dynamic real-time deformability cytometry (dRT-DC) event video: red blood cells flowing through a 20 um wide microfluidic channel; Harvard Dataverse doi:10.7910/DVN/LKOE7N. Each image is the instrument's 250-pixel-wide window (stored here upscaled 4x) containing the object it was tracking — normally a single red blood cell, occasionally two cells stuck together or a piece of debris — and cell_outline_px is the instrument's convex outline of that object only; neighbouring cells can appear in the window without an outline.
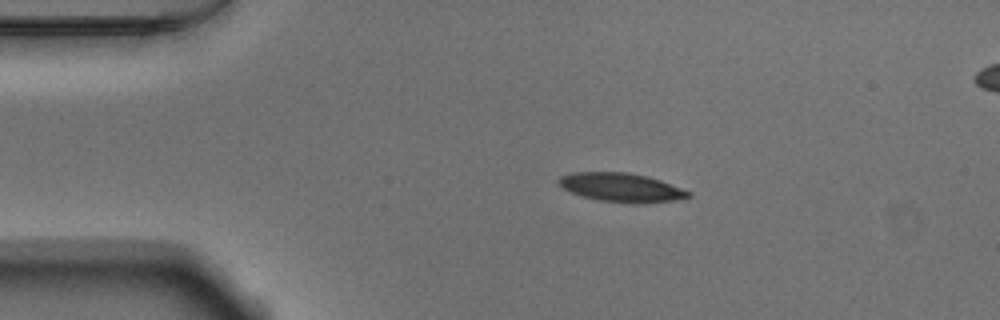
{"species": "Egyptian fruit bat (a non-hibernating species)", "species_latin": "Rousettus aegyptiacus", "temperature_condition": "warm", "stored_images_in_passage": 44, "camera_frame_rate_fps": 3000, "um_per_image_px": 0.085, "animal": {"sex": "male"}, "frame": {"image": 1, "passage_image": 1, "time_ms": 0.0, "image_size_px": [1000, 320], "cell_outline_px": [[692, 196], [676, 200], [636, 204], [600, 200], [584, 196], [572, 192], [564, 188], [556, 180], [560, 176], [572, 172], [628, 172], [648, 176], [660, 180], [692, 192]], "centroid_in_image_um": [52.84, 15.93], "position_along_channel_um": 32.2, "area_um2": 21.73}}
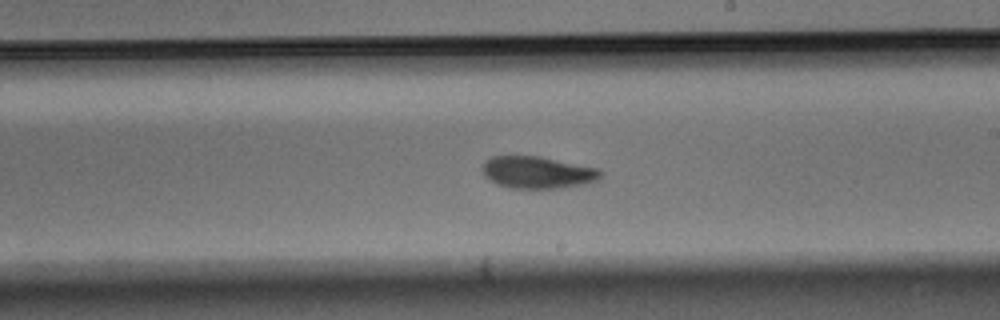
{"frame": {"image": 2, "passage_image": 21, "time_ms": 6.667, "image_size_px": [1000, 320], "cell_outline_px": [[604, 172], [596, 180], [584, 184], [556, 188], [508, 188], [496, 184], [484, 176], [480, 168], [492, 156], [540, 156], [600, 168]], "centroid_in_image_um": [45.69, 14.65], "position_along_channel_um": 243.3, "area_um2": 22.2}}
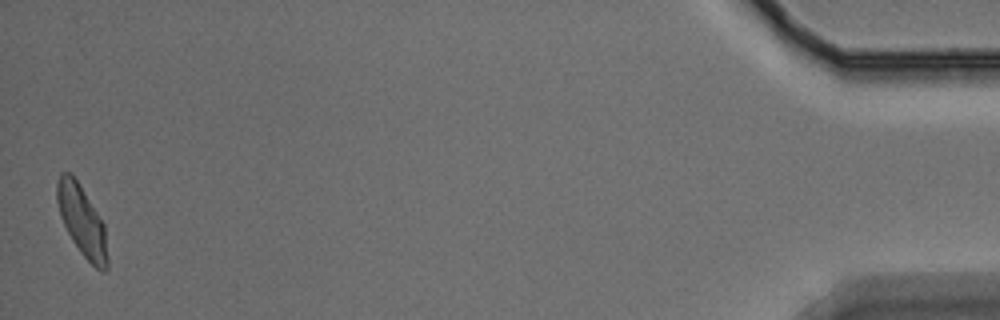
{"frame": {"image": 3, "passage_image": 43, "time_ms": 14.0, "image_size_px": [1000, 320], "cell_outline_px": [[108, 268], [104, 272], [100, 272], [80, 252], [72, 240], [60, 216], [56, 200], [56, 184], [60, 172], [72, 172], [104, 224], [108, 260]], "centroid_in_image_um": [6.95, 18.77], "position_along_channel_um": 428.2, "area_um2": 20.69}}